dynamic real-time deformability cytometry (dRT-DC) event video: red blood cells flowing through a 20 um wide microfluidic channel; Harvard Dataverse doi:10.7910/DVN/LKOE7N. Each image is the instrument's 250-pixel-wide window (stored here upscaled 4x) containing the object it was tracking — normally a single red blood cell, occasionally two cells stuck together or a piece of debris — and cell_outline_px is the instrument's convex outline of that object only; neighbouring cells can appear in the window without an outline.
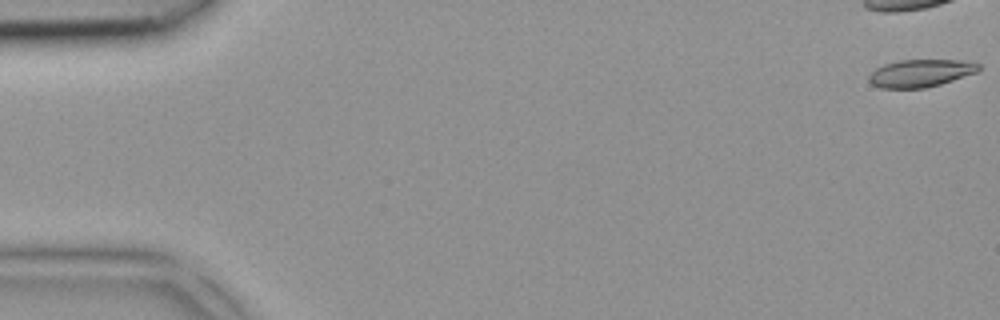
{"species": "common noctule bat (a hibernating species)", "species_latin": "Nyctalus noctula", "temperature_condition": "room temperature", "stored_images_in_passage": 6, "camera_frame_rate_fps": 3000, "um_per_image_px": 0.085, "animal": {"sex": "female", "body_mass_g": 18.4}, "frame": {"image": 1, "passage_image": 1, "time_ms": 0.0, "image_size_px": [1000, 320], "cell_outline_px": [[980, 68], [976, 72], [940, 84], [924, 88], [880, 88], [872, 84], [868, 80], [868, 76], [876, 68], [884, 64], [900, 60], [960, 60], [980, 64]], "centroid_in_image_um": [78.21, 6.22], "position_along_channel_um": 6.8, "area_um2": 17.46}}